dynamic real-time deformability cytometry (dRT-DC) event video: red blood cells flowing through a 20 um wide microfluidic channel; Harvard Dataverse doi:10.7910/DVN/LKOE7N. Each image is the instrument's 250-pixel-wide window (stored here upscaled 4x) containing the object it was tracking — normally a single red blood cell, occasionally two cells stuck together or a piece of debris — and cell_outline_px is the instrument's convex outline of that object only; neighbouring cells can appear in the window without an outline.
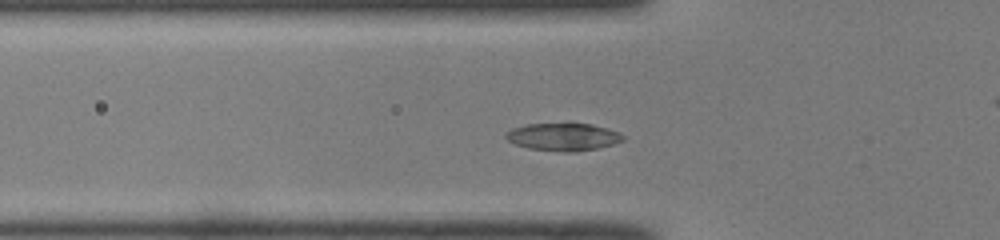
{"species": "common noctule bat (a hibernating species)", "species_latin": "Nyctalus noctula", "temperature_condition": "room temperature", "stored_images_in_passage": 43, "camera_frame_rate_fps": 3000, "um_per_image_px": 0.085, "animal": {"sex": "male", "body_mass_g": 19.0, "forearm_length_mm": 50.8}, "frame": {"image": 1, "passage_image": 9, "time_ms": 2.667, "image_size_px": [1000, 240], "cell_outline_px": [[624, 140], [612, 144], [596, 148], [576, 152], [564, 152], [528, 148], [516, 144], [508, 140], [504, 136], [504, 132], [512, 128], [528, 124], [592, 124], [608, 128], [620, 132], [624, 136]], "centroid_in_image_um": [47.87, 11.63], "position_along_channel_um": 77.9, "area_um2": 18.79}}
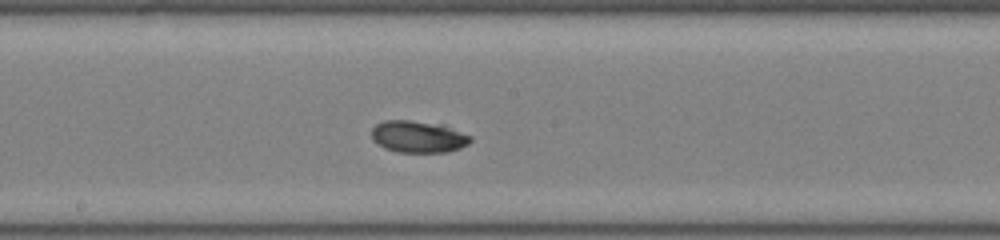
{"frame": {"image": 2, "passage_image": 19, "time_ms": 6.0, "image_size_px": [1000, 240], "cell_outline_px": [[472, 140], [468, 144], [460, 148], [448, 152], [396, 152], [384, 148], [372, 140], [372, 128], [376, 124], [384, 120], [408, 120], [444, 124], [472, 136]], "centroid_in_image_um": [35.56, 11.61], "position_along_channel_um": 212.6, "area_um2": 18.61}}
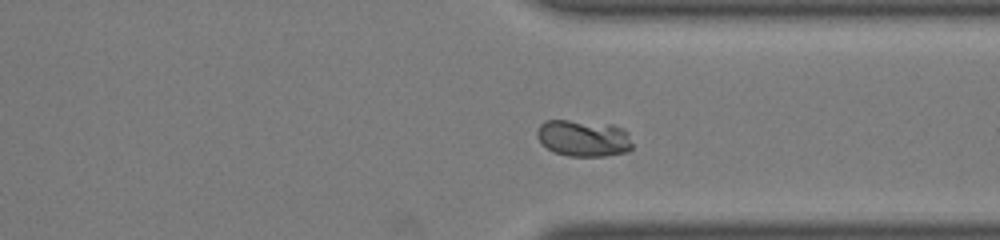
{"frame": {"image": 3, "passage_image": 30, "time_ms": 9.667, "image_size_px": [1000, 240], "cell_outline_px": [[632, 148], [628, 152], [608, 156], [568, 156], [552, 152], [540, 144], [536, 136], [536, 132], [540, 124], [544, 120], [568, 120], [612, 124], [624, 128], [628, 132], [632, 144]], "centroid_in_image_um": [49.58, 11.75], "position_along_channel_um": 361.8, "area_um2": 20.87}, "authors_computed_cell_mechanics": {"area_um2": 18.785, "velocity_mm_per_s": 4.0493, "shape_relaxation_time_tau1_ms": 2.6229, "shape_relaxation_time_tau2_ms": null, "deformation_change_tau1": 0.1308, "deformation_change_tau2": null}}